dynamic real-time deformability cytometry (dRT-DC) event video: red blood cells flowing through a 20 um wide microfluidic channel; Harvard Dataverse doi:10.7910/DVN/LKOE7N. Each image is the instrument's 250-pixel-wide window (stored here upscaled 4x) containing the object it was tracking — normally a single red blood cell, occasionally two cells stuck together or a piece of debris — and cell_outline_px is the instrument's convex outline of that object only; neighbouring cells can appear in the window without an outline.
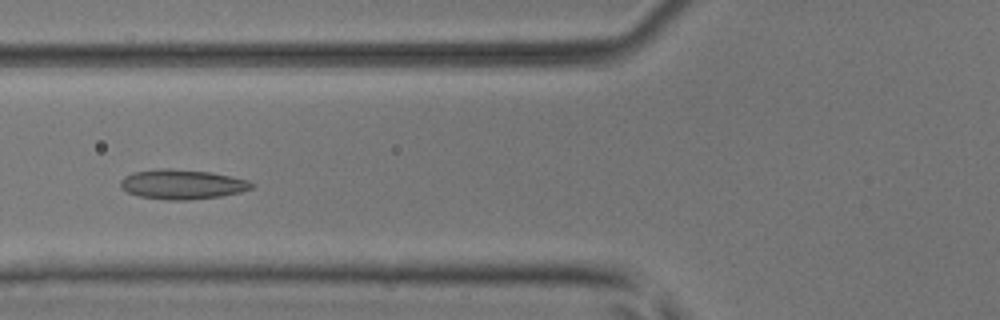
{"species": "common noctule bat (a hibernating species)", "species_latin": "Nyctalus noctula", "temperature_condition": "room temperature", "stored_images_in_passage": 49, "camera_frame_rate_fps": 3000, "um_per_image_px": 0.085, "animal": {"sex": "male", "body_mass_g": 17.9, "forearm_length_mm": 54.2}, "frame": {"image": 1, "passage_image": 18, "time_ms": 5.667, "image_size_px": [1000, 320], "cell_outline_px": [[256, 184], [252, 188], [240, 192], [220, 196], [188, 200], [168, 200], [140, 196], [128, 192], [120, 188], [120, 180], [124, 176], [132, 172], [160, 168], [172, 168], [208, 172], [248, 180]], "centroid_in_image_um": [15.45, 15.66], "position_along_channel_um": 110.3, "area_um2": 22.66}}
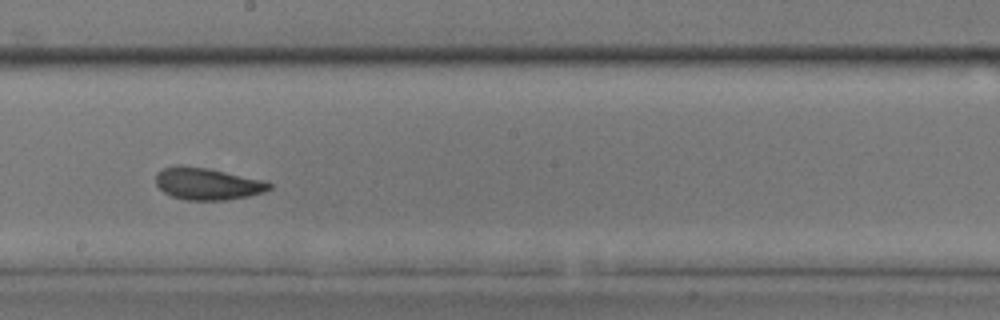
{"frame": {"image": 2, "passage_image": 27, "time_ms": 8.667, "image_size_px": [1000, 320], "cell_outline_px": [[272, 188], [264, 192], [248, 196], [224, 200], [184, 200], [172, 196], [164, 192], [156, 184], [156, 172], [164, 168], [176, 164], [180, 164], [208, 168], [264, 180], [272, 184]], "centroid_in_image_um": [17.61, 15.61], "position_along_channel_um": 230.6, "area_um2": 21.33}}
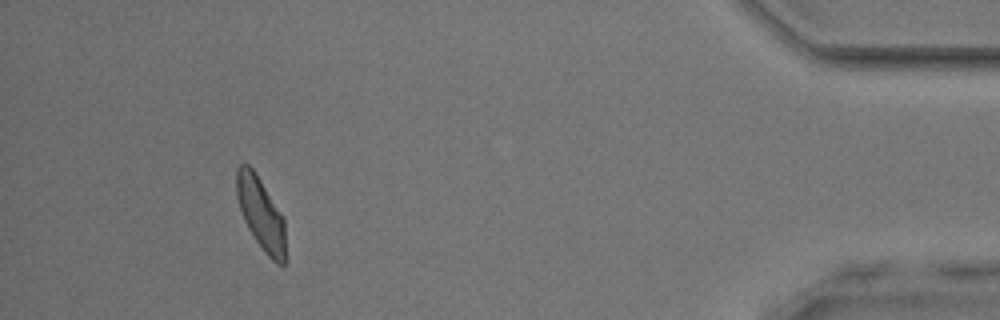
{"frame": {"image": 3, "passage_image": 45, "time_ms": 14.667, "image_size_px": [1000, 320], "cell_outline_px": [[284, 264], [276, 264], [264, 252], [248, 228], [244, 220], [236, 196], [236, 168], [240, 164], [248, 164], [252, 168], [284, 216]], "centroid_in_image_um": [22.15, 18.13], "position_along_channel_um": 413.0, "area_um2": 20.4}, "authors_computed_cell_mechanics": {"area_um2": 21.4438, "velocity_mm_per_s": 4.0312, "shape_relaxation_time_tau1_ms": 3.2528, "shape_relaxation_time_tau2_ms": 1.092, "deformation_change_tau1": 0.119, "deformation_change_tau2": 0.0633}}